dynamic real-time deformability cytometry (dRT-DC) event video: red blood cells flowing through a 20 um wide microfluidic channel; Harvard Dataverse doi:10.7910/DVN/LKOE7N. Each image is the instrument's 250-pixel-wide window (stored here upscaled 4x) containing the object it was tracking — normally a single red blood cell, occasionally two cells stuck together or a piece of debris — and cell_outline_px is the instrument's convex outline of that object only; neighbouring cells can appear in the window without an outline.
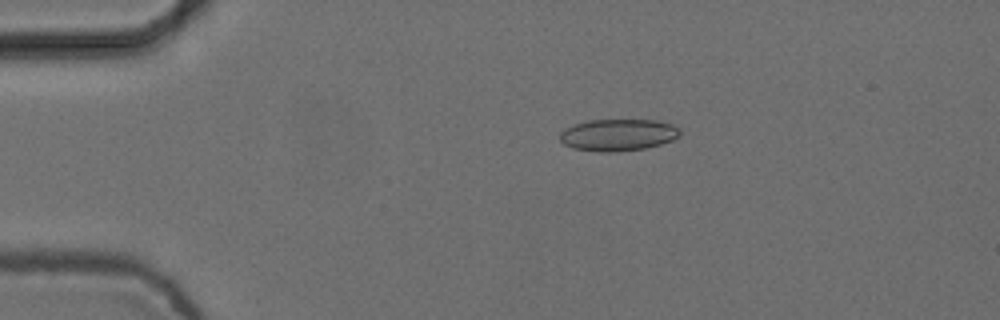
{"species": "common noctule bat (a hibernating species)", "species_latin": "Nyctalus noctula", "temperature_condition": "cold", "stored_images_in_passage": 4, "camera_frame_rate_fps": 3000, "um_per_image_px": 0.085, "animal": {"sex": "female", "body_mass_g": 24.6, "forearm_length_mm": 56.2}, "frame": {"image": 1, "passage_image": 3, "time_ms": 0.667, "image_size_px": [1000, 320], "cell_outline_px": [[680, 136], [672, 140], [660, 144], [644, 148], [616, 152], [596, 152], [572, 148], [564, 144], [560, 140], [560, 132], [564, 128], [588, 120], [656, 120], [672, 124], [680, 128]], "centroid_in_image_um": [52.53, 11.47], "position_along_channel_um": 32.5, "area_um2": 22.43}}